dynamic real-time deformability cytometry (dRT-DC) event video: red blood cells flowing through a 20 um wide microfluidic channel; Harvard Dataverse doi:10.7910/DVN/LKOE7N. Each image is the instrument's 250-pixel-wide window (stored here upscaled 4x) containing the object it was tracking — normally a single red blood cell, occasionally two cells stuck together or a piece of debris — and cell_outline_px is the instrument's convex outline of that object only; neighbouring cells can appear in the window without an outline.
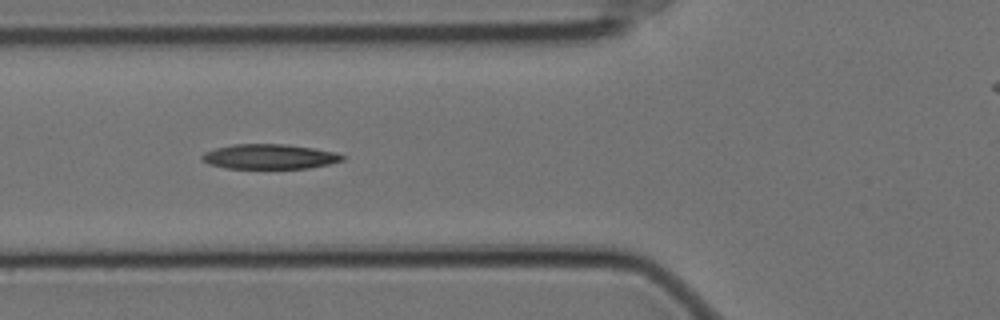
{"species": "Egyptian fruit bat (a non-hibernating species)", "species_latin": "Rousettus aegyptiacus", "temperature_condition": "cold", "stored_images_in_passage": 12, "camera_frame_rate_fps": 3000, "um_per_image_px": 0.085, "animal": {"sex": "female"}, "frame": {"image": 1, "passage_image": 9, "time_ms": 2.667, "image_size_px": [1000, 320], "cell_outline_px": [[348, 156], [344, 160], [328, 164], [308, 168], [224, 168], [208, 164], [200, 160], [200, 156], [204, 152], [216, 148], [232, 144], [284, 144], [312, 148], [336, 152]], "centroid_in_image_um": [22.89, 13.31], "position_along_channel_um": 102.9, "area_um2": 20.46}}